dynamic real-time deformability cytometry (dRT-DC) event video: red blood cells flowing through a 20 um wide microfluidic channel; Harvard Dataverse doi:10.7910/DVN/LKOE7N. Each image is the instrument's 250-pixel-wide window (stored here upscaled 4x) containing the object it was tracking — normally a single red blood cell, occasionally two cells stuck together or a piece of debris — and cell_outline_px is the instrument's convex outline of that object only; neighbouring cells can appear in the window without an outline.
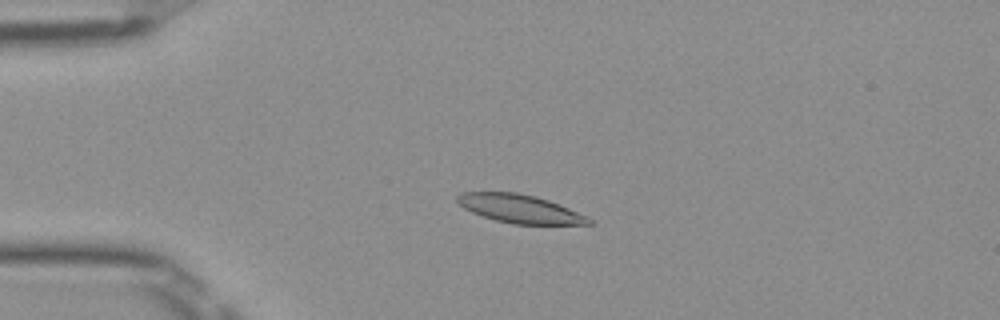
{"species": "Egyptian fruit bat (a non-hibernating species)", "species_latin": "Rousettus aegyptiacus", "temperature_condition": "room temperature", "stored_images_in_passage": 52, "camera_frame_rate_fps": 3000, "um_per_image_px": 0.085, "frame": {"image": 1, "passage_image": 13, "time_ms": 4.0, "image_size_px": [1000, 320], "cell_outline_px": [[592, 224], [512, 224], [496, 220], [472, 212], [464, 208], [456, 200], [456, 196], [460, 192], [516, 192], [536, 196], [548, 200], [588, 216], [592, 220]], "centroid_in_image_um": [44.18, 17.74], "position_along_channel_um": 40.8, "area_um2": 21.62}}
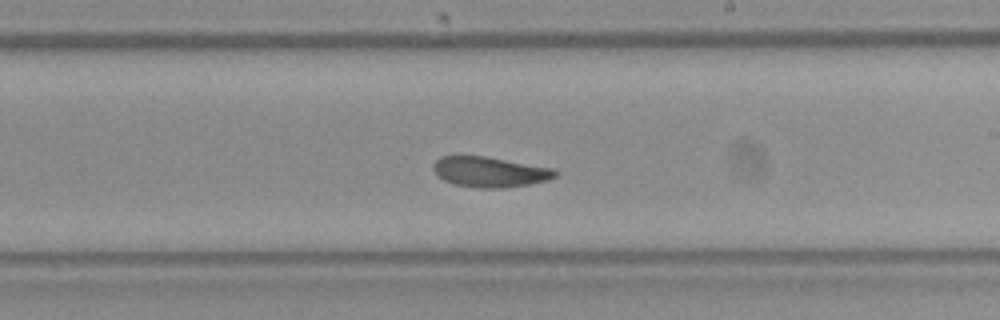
{"frame": {"image": 2, "passage_image": 31, "time_ms": 10.0, "image_size_px": [1000, 320], "cell_outline_px": [[556, 176], [548, 180], [528, 184], [500, 188], [480, 188], [456, 184], [444, 180], [432, 168], [432, 164], [440, 156], [484, 156], [552, 168], [556, 172]], "centroid_in_image_um": [41.61, 14.61], "position_along_channel_um": 247.4, "area_um2": 21.15}}
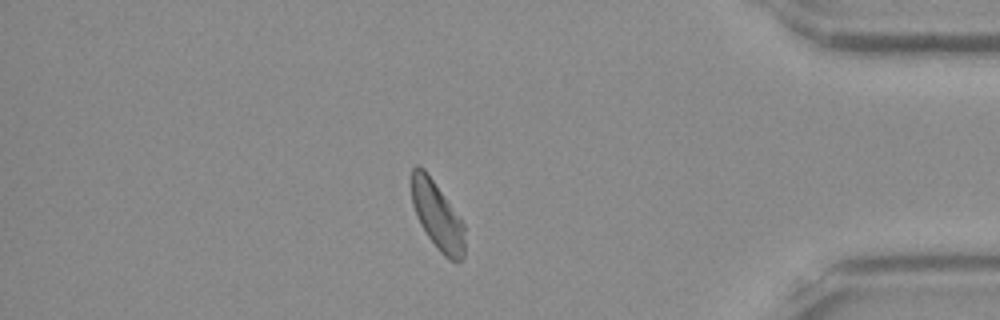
{"frame": {"image": 3, "passage_image": 45, "time_ms": 14.667, "image_size_px": [1000, 320], "cell_outline_px": [[464, 256], [460, 260], [448, 260], [440, 252], [428, 236], [420, 224], [416, 216], [412, 204], [412, 168], [416, 164], [420, 164], [424, 168], [464, 224]], "centroid_in_image_um": [37.15, 18.32], "position_along_channel_um": 398.1, "area_um2": 20.69}, "authors_computed_cell_mechanics": {"area_um2": 21.9062, "velocity_mm_per_s": 3.9405, "shape_relaxation_time_tau1_ms": 6.6489, "shape_relaxation_time_tau2_ms": 2.5693, "deformation_change_tau1": 0.1311, "deformation_change_tau2": 0.0808}}